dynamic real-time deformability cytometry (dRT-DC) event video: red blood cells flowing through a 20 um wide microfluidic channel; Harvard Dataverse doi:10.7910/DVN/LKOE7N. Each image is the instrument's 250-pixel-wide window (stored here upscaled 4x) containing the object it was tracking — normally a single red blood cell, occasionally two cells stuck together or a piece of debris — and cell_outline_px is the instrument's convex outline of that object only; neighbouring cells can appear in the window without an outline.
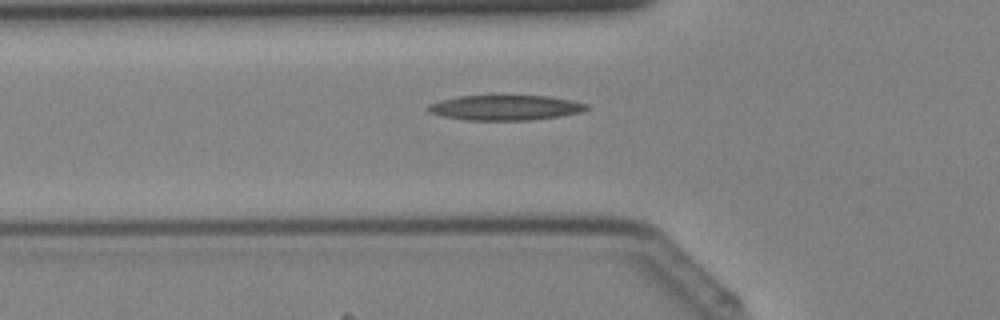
{"species": "Egyptian fruit bat (a non-hibernating species)", "species_latin": "Rousettus aegyptiacus", "temperature_condition": "cold", "stored_images_in_passage": 20, "camera_frame_rate_fps": 3000, "um_per_image_px": 0.085, "animal": {"sex": "female"}, "frame": {"image": 1, "passage_image": 2, "time_ms": 0.333, "image_size_px": [1000, 320], "cell_outline_px": [[592, 108], [580, 112], [560, 116], [532, 120], [464, 120], [440, 116], [428, 112], [428, 104], [440, 100], [460, 96], [548, 96], [572, 100], [588, 104]], "centroid_in_image_um": [42.96, 9.16], "position_along_channel_um": 82.8, "area_um2": 23.29}}
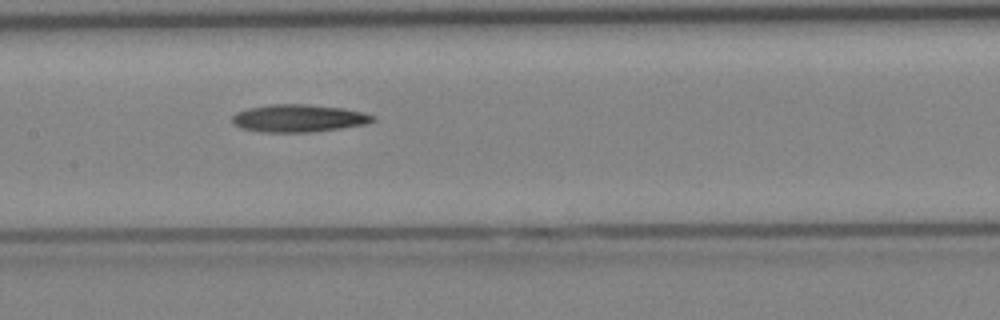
{"frame": {"image": 2, "passage_image": 8, "time_ms": 2.333, "image_size_px": [1000, 320], "cell_outline_px": [[376, 120], [368, 124], [312, 132], [260, 132], [240, 128], [232, 120], [232, 116], [236, 112], [248, 108], [268, 104], [308, 104], [344, 108], [364, 112], [376, 116]], "centroid_in_image_um": [25.42, 10.05], "position_along_channel_um": 182.0, "area_um2": 22.83}}
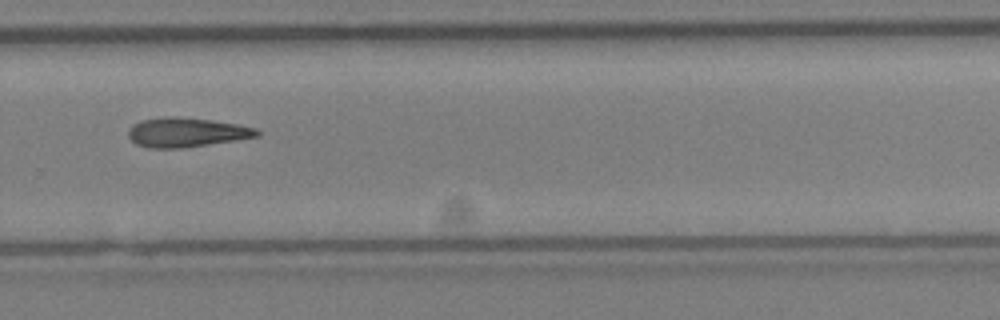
{"frame": {"image": 3, "passage_image": 16, "time_ms": 5.0, "image_size_px": [1000, 320], "cell_outline_px": [[260, 136], [184, 148], [148, 148], [136, 144], [128, 136], [128, 132], [132, 124], [140, 120], [164, 116], [176, 116], [208, 120], [236, 124], [256, 128], [260, 132]], "centroid_in_image_um": [15.81, 11.25], "position_along_channel_um": 314.0, "area_um2": 22.02}}